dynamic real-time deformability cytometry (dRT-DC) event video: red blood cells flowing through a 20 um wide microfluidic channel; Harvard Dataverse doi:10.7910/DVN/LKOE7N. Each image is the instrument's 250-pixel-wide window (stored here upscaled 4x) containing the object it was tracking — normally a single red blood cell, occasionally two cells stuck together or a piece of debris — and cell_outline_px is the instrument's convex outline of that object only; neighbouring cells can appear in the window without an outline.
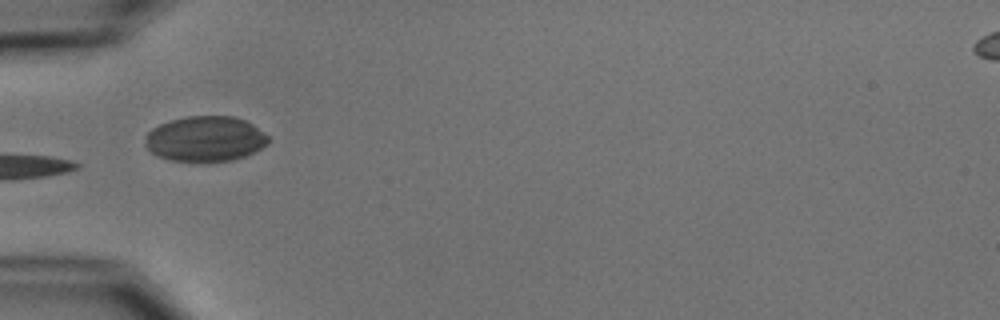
{"species": "common noctule bat (a hibernating species)", "species_latin": "Nyctalus noctula", "temperature_condition": "cold", "stored_images_in_passage": 8, "camera_frame_rate_fps": 3000, "um_per_image_px": 0.085, "animal": {"sex": "male", "body_mass_g": 15.6}, "frame": {"image": 1, "passage_image": 6, "time_ms": 6.0, "image_size_px": [1000, 320], "cell_outline_px": [[268, 144], [244, 156], [232, 160], [168, 160], [156, 156], [144, 144], [148, 132], [152, 128], [160, 124], [172, 120], [188, 116], [232, 116], [244, 120], [252, 124], [268, 136]], "centroid_in_image_um": [17.43, 11.79], "position_along_channel_um": 67.6, "area_um2": 31.96}}